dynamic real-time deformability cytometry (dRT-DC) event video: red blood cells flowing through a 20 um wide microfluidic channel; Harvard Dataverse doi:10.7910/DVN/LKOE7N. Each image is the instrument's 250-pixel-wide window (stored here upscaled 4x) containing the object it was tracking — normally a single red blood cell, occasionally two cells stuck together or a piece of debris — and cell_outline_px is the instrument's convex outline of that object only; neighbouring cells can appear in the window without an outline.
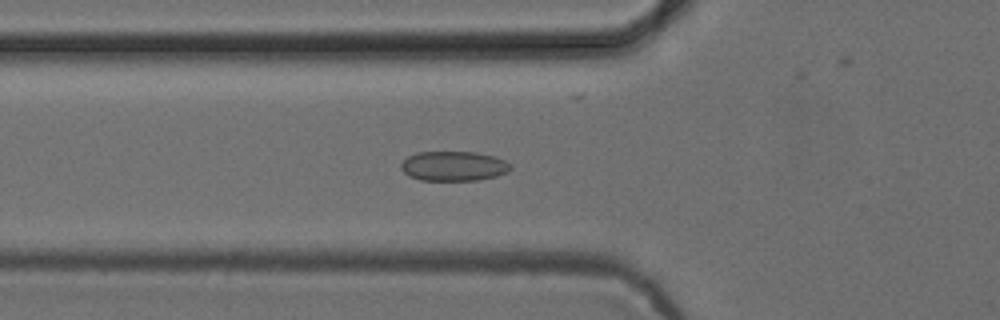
{"species": "common noctule bat (a hibernating species)", "species_latin": "Nyctalus noctula", "temperature_condition": "cold", "stored_images_in_passage": 53, "camera_frame_rate_fps": 3000, "um_per_image_px": 0.085, "animal": {"sex": "female", "body_mass_g": 24.6, "forearm_length_mm": 56.2}, "frame": {"image": 1, "passage_image": 18, "time_ms": 5.667, "image_size_px": [1000, 320], "cell_outline_px": [[512, 168], [508, 172], [496, 176], [476, 180], [420, 180], [408, 176], [400, 168], [400, 164], [408, 156], [416, 152], [476, 152], [496, 156], [512, 164]], "centroid_in_image_um": [38.57, 14.11], "position_along_channel_um": 87.2, "area_um2": 19.13}}
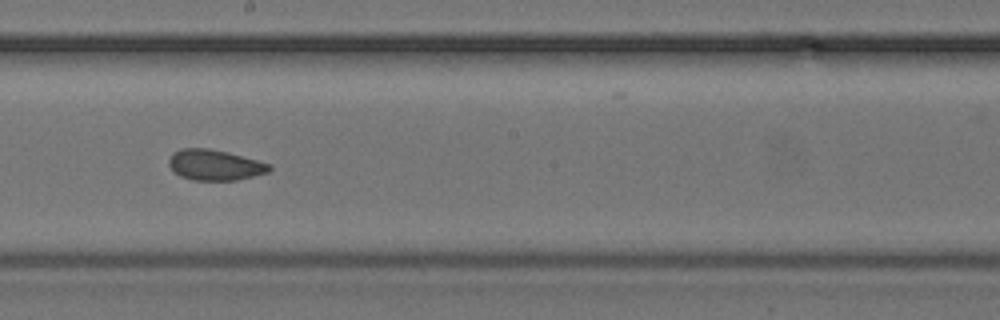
{"frame": {"image": 2, "passage_image": 29, "time_ms": 9.333, "image_size_px": [1000, 320], "cell_outline_px": [[272, 168], [268, 172], [236, 180], [192, 180], [180, 176], [168, 164], [168, 160], [180, 148], [208, 148], [228, 152], [272, 164]], "centroid_in_image_um": [18.29, 14.02], "position_along_channel_um": 229.9, "area_um2": 17.8}}
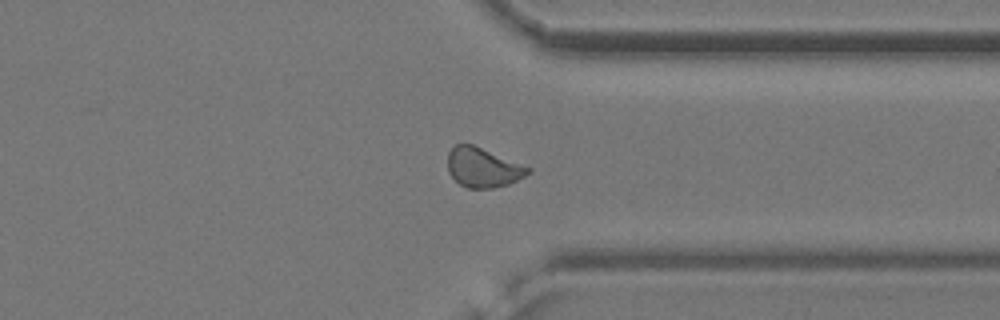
{"frame": {"image": 3, "passage_image": 40, "time_ms": 13.0, "image_size_px": [1000, 320], "cell_outline_px": [[532, 172], [508, 184], [492, 188], [468, 188], [460, 184], [448, 172], [448, 152], [456, 144], [472, 144], [532, 168]], "centroid_in_image_um": [41.05, 14.24], "position_along_channel_um": 370.3, "area_um2": 18.32}, "authors_computed_cell_mechanics": {"area_um2": 18.4382, "velocity_mm_per_s": 3.8751, "shape_relaxation_time_tau1_ms": null, "shape_relaxation_time_tau2_ms": 1.4076, "deformation_change_tau1": null, "deformation_change_tau2": 0.0618}}